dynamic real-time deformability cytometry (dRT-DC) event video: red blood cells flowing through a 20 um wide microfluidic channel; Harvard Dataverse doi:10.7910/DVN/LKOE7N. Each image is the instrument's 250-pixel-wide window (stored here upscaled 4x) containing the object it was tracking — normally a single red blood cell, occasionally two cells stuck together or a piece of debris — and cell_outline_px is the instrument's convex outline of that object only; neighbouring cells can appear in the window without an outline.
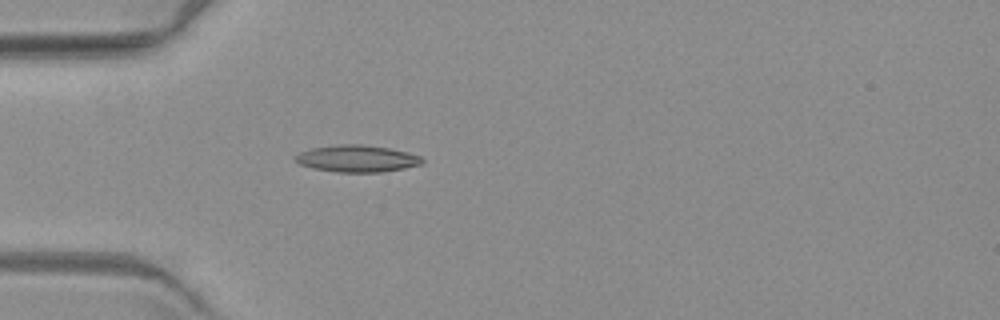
{"species": "common noctule bat (a hibernating species)", "species_latin": "Nyctalus noctula", "temperature_condition": "warm", "stored_images_in_passage": 5, "camera_frame_rate_fps": 3000, "um_per_image_px": 0.085, "animal": {"sex": "female", "body_mass_g": 19.3, "forearm_length_mm": 54.1}, "frame": {"image": 1, "passage_image": 5, "time_ms": 5.667, "image_size_px": [1000, 320], "cell_outline_px": [[424, 164], [384, 172], [336, 172], [312, 168], [300, 164], [296, 160], [296, 156], [300, 152], [312, 148], [340, 144], [360, 144], [388, 148], [408, 152], [420, 156], [424, 160]], "centroid_in_image_um": [30.39, 13.48], "position_along_channel_um": 54.6, "area_um2": 19.83}}